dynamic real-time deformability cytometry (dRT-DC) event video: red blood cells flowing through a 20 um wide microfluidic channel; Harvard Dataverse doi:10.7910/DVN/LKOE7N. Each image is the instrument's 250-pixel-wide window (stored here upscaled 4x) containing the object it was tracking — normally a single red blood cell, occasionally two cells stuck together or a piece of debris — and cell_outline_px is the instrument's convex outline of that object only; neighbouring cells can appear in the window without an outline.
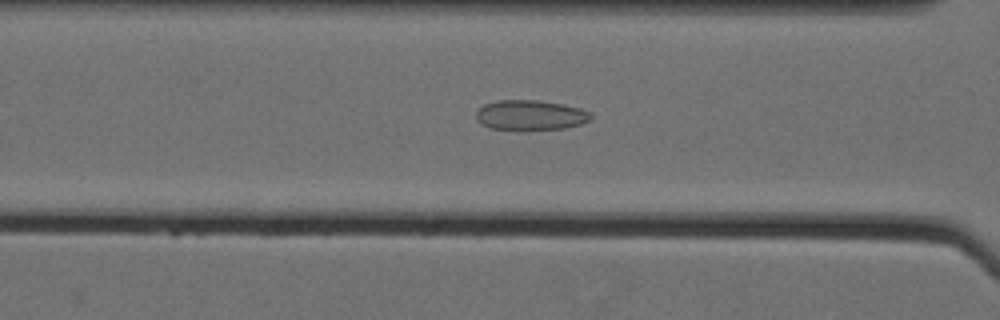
{"species": "Egyptian fruit bat (a non-hibernating species)", "species_latin": "Rousettus aegyptiacus", "temperature_condition": "cold", "stored_images_in_passage": 61, "camera_frame_rate_fps": 3000, "um_per_image_px": 0.085, "animal": {"sex": "female"}, "frame": {"image": 1, "passage_image": 29, "time_ms": 9.333, "image_size_px": [1000, 320], "cell_outline_px": [[592, 116], [588, 120], [580, 124], [564, 128], [488, 128], [476, 120], [476, 112], [484, 104], [496, 100], [536, 100], [560, 104], [580, 108], [588, 112]], "centroid_in_image_um": [45.03, 9.76], "position_along_channel_um": 121.6, "area_um2": 19.42}}
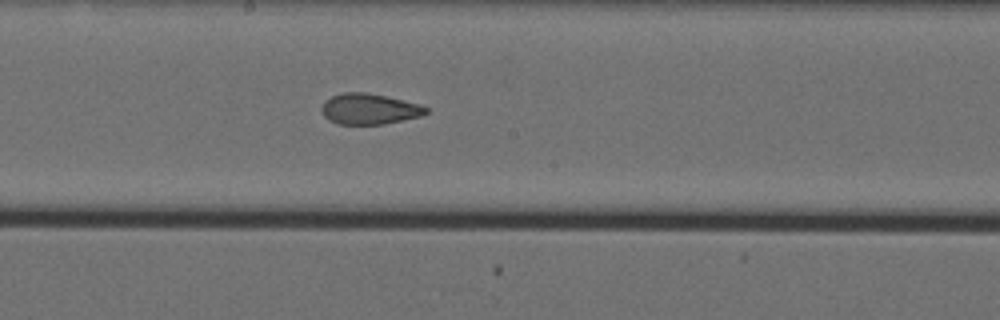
{"frame": {"image": 2, "passage_image": 37, "time_ms": 12.0, "image_size_px": [1000, 320], "cell_outline_px": [[428, 112], [420, 116], [404, 120], [384, 124], [336, 124], [328, 120], [324, 116], [320, 108], [324, 100], [332, 96], [344, 92], [368, 92], [420, 104], [428, 108]], "centroid_in_image_um": [31.36, 9.26], "position_along_channel_um": 216.8, "area_um2": 18.84}}
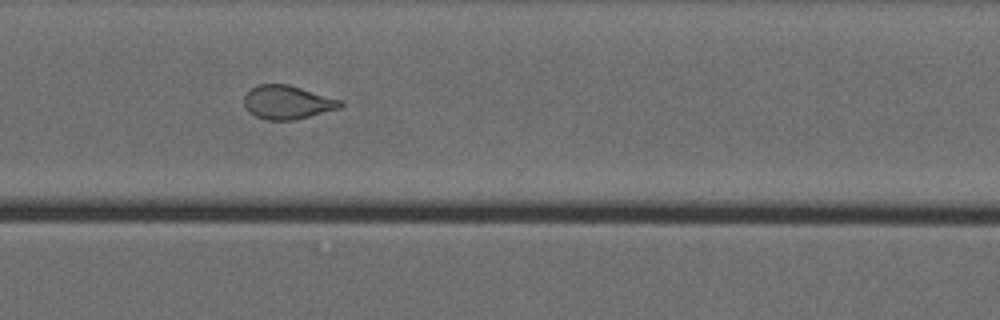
{"frame": {"image": 3, "passage_image": 48, "time_ms": 15.667, "image_size_px": [1000, 320], "cell_outline_px": [[344, 104], [340, 108], [292, 120], [268, 120], [256, 116], [248, 112], [244, 104], [244, 96], [256, 84], [288, 84], [344, 100]], "centroid_in_image_um": [24.44, 8.68], "position_along_channel_um": 346.2, "area_um2": 18.9}, "authors_computed_cell_mechanics": {"area_um2": 21.4438, "velocity_mm_per_s": 3.5489, "shape_relaxation_time_tau1_ms": null, "shape_relaxation_time_tau2_ms": 1.7671, "deformation_change_tau1": null, "deformation_change_tau2": 0.0873}}